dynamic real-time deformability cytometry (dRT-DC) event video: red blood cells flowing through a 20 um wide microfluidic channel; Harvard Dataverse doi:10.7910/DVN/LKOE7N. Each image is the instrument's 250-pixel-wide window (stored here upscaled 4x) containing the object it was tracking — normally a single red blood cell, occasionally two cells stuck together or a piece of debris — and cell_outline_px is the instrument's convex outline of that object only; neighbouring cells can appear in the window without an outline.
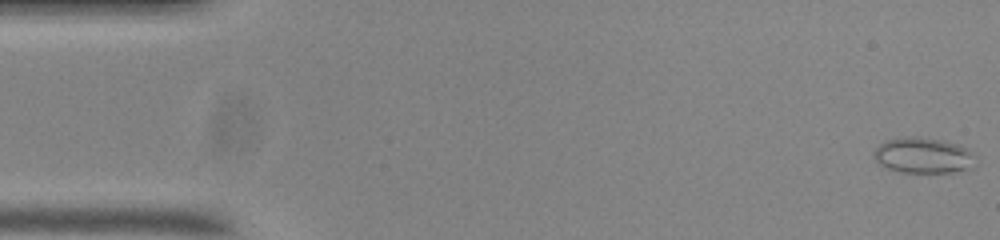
{"species": "common noctule bat (a hibernating species)", "species_latin": "Nyctalus noctula", "temperature_condition": "room temperature", "stored_images_in_passage": 55, "camera_frame_rate_fps": 3000, "um_per_image_px": 0.085, "animal": {"sex": "male", "body_mass_g": 20.0, "forearm_length_mm": 53.3}, "frame": {"image": 1, "passage_image": 1, "time_ms": 0.0, "image_size_px": [1000, 240], "cell_outline_px": [[976, 168], [952, 172], [900, 172], [888, 168], [880, 164], [876, 160], [872, 152], [884, 140], [908, 136], [916, 136], [944, 140], [960, 144], [968, 148], [976, 156]], "centroid_in_image_um": [78.54, 13.2], "position_along_channel_um": 6.5, "area_um2": 21.62}}
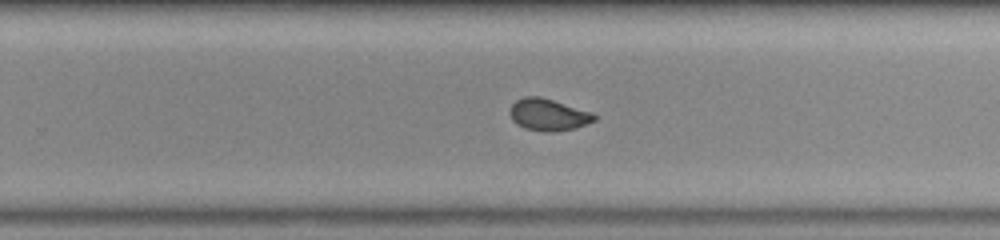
{"frame": {"image": 2, "passage_image": 34, "time_ms": 11.0, "image_size_px": [1000, 240], "cell_outline_px": [[596, 120], [576, 128], [552, 132], [544, 132], [524, 128], [516, 124], [512, 120], [508, 112], [508, 108], [516, 100], [524, 96], [540, 96], [592, 112], [596, 116]], "centroid_in_image_um": [46.57, 9.75], "position_along_channel_um": 283.2, "area_um2": 15.9}}
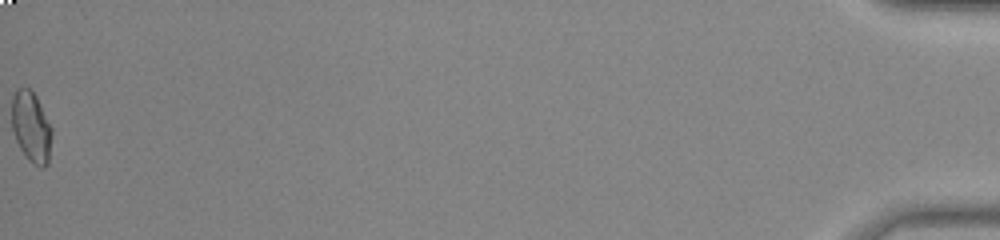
{"frame": {"image": 3, "passage_image": 55, "time_ms": 18.0, "image_size_px": [1000, 240], "cell_outline_px": [[52, 136], [48, 164], [44, 168], [40, 168], [28, 160], [20, 148], [16, 140], [12, 128], [12, 96], [16, 88], [28, 88], [36, 96], [52, 128]], "centroid_in_image_um": [2.66, 10.81], "position_along_channel_um": 432.5, "area_um2": 16.59}, "authors_computed_cell_mechanics": {"area_um2": 15.9528, "velocity_mm_per_s": 3.7082, "shape_relaxation_time_tau1_ms": null, "shape_relaxation_time_tau2_ms": 0.7005, "deformation_change_tau1": null, "deformation_change_tau2": 0.0553}}